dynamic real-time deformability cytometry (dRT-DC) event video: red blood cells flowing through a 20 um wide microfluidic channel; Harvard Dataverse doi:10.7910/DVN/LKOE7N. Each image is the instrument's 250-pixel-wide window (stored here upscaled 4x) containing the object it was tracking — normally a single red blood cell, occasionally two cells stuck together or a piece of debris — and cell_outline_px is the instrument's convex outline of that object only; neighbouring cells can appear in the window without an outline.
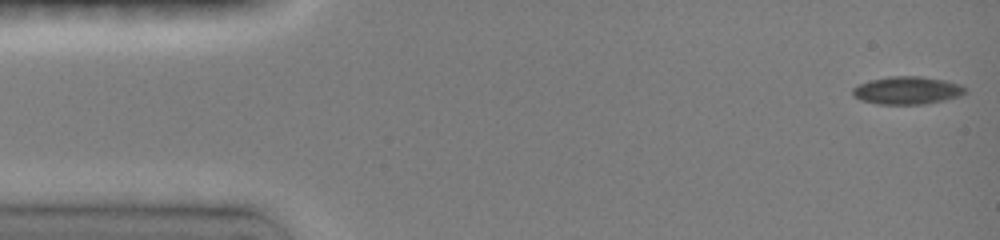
{"species": "common noctule bat (a hibernating species)", "species_latin": "Nyctalus noctula", "temperature_condition": "room temperature", "stored_images_in_passage": 10, "camera_frame_rate_fps": 3000, "um_per_image_px": 0.085, "animal": {"sex": "female", "body_mass_g": 19.0, "forearm_length_mm": 51.5}, "frame": {"image": 1, "passage_image": 1, "time_ms": 0.0, "image_size_px": [1000, 240], "cell_outline_px": [[968, 92], [960, 96], [944, 100], [924, 104], [876, 104], [860, 100], [852, 96], [852, 88], [868, 80], [888, 76], [920, 76], [944, 80], [960, 84]], "centroid_in_image_um": [77.08, 7.68], "position_along_channel_um": 7.9, "area_um2": 18.38}}
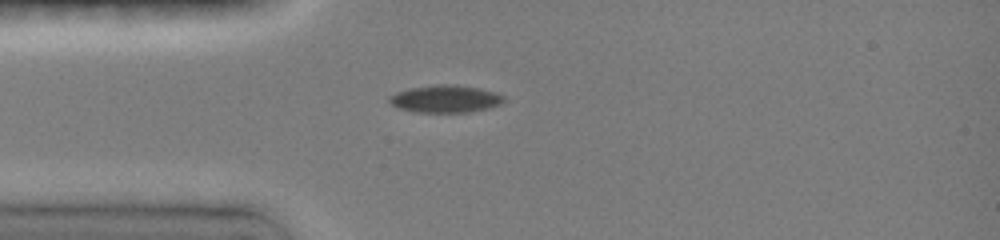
{"frame": {"image": 2, "passage_image": 9, "time_ms": 3.667, "image_size_px": [1000, 240], "cell_outline_px": [[504, 100], [500, 104], [488, 108], [468, 112], [416, 112], [400, 108], [392, 104], [388, 100], [388, 96], [396, 92], [412, 88], [436, 84], [452, 84], [480, 88], [496, 92], [504, 96]], "centroid_in_image_um": [37.87, 8.39], "position_along_channel_um": 47.1, "area_um2": 18.21}}